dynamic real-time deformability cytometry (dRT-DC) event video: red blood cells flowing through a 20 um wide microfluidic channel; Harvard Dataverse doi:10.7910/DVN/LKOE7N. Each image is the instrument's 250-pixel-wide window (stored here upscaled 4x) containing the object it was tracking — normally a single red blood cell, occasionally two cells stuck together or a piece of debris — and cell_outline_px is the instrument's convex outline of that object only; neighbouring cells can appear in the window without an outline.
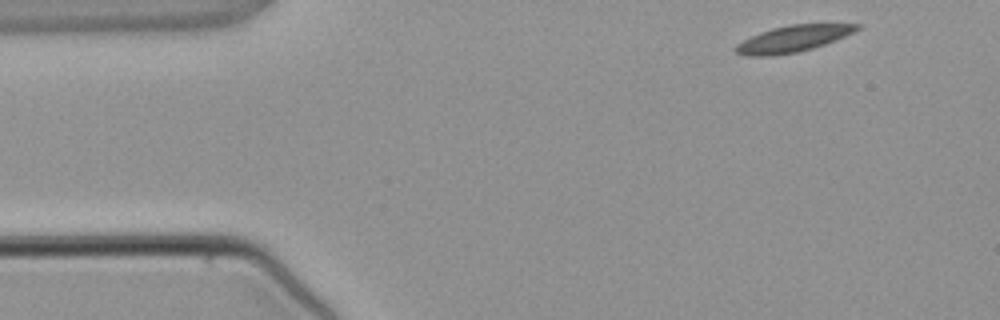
{"species": "common noctule bat (a hibernating species)", "species_latin": "Nyctalus noctula", "temperature_condition": "warm", "stored_images_in_passage": 4, "camera_frame_rate_fps": 3000, "um_per_image_px": 0.085, "animal": {"sex": "male", "body_mass_g": 21.5, "forearm_length_mm": 52.0}, "frame": {"image": 1, "passage_image": 1, "time_ms": 0.0, "image_size_px": [1000, 320], "cell_outline_px": [[860, 28], [844, 36], [824, 44], [812, 48], [796, 52], [772, 56], [744, 56], [736, 52], [732, 48], [736, 44], [760, 32], [772, 28], [788, 24], [860, 24]], "centroid_in_image_um": [67.33, 3.3], "position_along_channel_um": 17.7, "area_um2": 18.5}}